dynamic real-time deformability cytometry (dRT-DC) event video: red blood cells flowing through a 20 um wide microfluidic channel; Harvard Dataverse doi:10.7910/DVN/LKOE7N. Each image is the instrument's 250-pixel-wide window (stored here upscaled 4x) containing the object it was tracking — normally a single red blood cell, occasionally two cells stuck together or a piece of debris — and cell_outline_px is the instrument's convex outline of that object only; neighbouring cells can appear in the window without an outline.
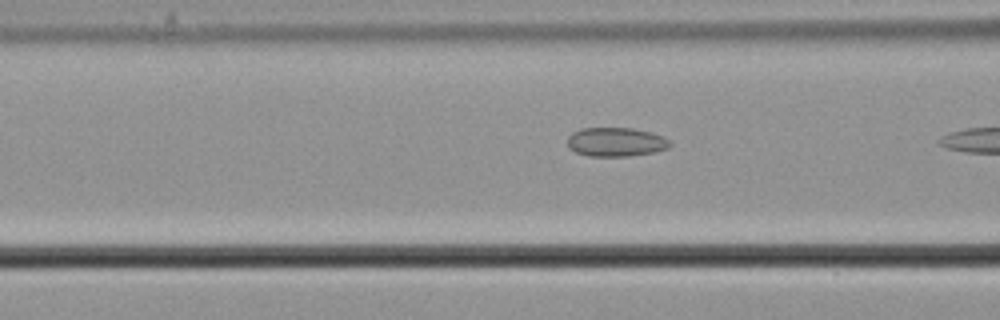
{"species": "common noctule bat (a hibernating species)", "species_latin": "Nyctalus noctula", "temperature_condition": "cold", "stored_images_in_passage": 7, "camera_frame_rate_fps": 3000, "um_per_image_px": 0.085, "animal": {"sex": "male", "body_mass_g": 21.5, "forearm_length_mm": 52.0}, "frame": {"image": 1, "passage_image": 6, "time_ms": 1.667, "image_size_px": [1000, 320], "cell_outline_px": [[672, 144], [668, 148], [652, 152], [628, 156], [588, 156], [576, 152], [568, 148], [568, 136], [572, 132], [580, 128], [632, 128], [652, 132], [664, 136]], "centroid_in_image_um": [52.34, 12.06], "position_along_channel_um": 114.3, "area_um2": 17.4}}